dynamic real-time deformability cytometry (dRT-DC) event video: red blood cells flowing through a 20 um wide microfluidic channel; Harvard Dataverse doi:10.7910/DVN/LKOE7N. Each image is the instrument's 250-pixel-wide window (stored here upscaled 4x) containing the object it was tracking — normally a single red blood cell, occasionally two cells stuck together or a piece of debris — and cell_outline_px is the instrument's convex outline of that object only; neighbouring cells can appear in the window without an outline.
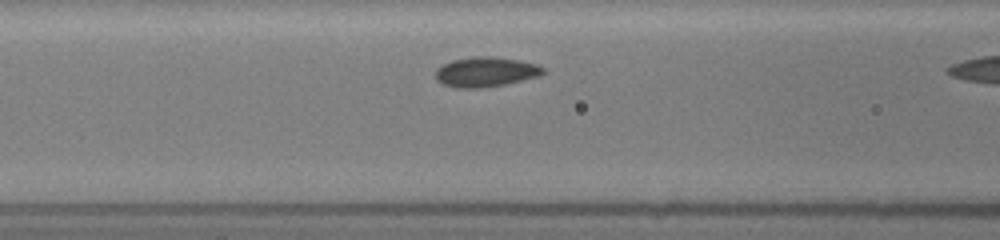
{"species": "common noctule bat (a hibernating species)", "species_latin": "Nyctalus noctula", "temperature_condition": "room temperature", "stored_images_in_passage": 6, "camera_frame_rate_fps": 3000, "um_per_image_px": 0.085, "animal": {"sex": "female", "body_mass_g": 19.5, "forearm_length_mm": 54.1}, "frame": {"image": 1, "passage_image": 5, "time_ms": 1.333, "image_size_px": [1000, 240], "cell_outline_px": [[544, 72], [540, 76], [504, 84], [480, 88], [456, 88], [440, 84], [436, 80], [436, 68], [452, 60], [472, 56], [496, 56], [520, 60], [536, 64], [544, 68]], "centroid_in_image_um": [41.26, 6.11], "position_along_channel_um": 125.3, "area_um2": 18.9}}